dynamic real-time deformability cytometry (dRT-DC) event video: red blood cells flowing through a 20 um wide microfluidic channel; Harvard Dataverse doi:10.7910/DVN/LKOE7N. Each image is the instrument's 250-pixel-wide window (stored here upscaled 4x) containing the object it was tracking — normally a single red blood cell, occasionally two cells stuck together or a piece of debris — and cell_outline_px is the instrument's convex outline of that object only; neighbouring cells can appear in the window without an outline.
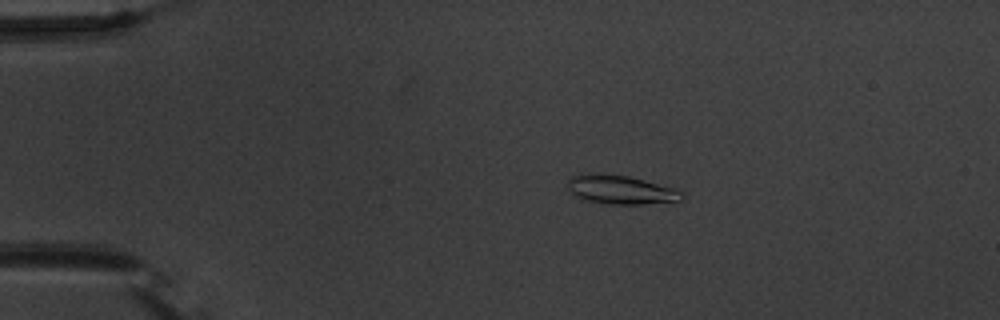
{"species": "common noctule bat (a hibernating species)", "species_latin": "Nyctalus noctula", "temperature_condition": "warm", "stored_images_in_passage": 45, "camera_frame_rate_fps": 3000, "um_per_image_px": 0.085, "animal": {"sex": "male", "body_mass_g": 20.1, "forearm_length_mm": 53.5}, "frame": {"image": 1, "passage_image": 1, "time_ms": 0.0, "image_size_px": [1000, 320], "cell_outline_px": [[684, 196], [680, 200], [640, 204], [608, 204], [588, 200], [568, 192], [568, 180], [572, 176], [580, 172], [588, 172], [628, 176], [676, 188]], "centroid_in_image_um": [52.7, 16.1], "position_along_channel_um": 32.3, "area_um2": 19.13}}
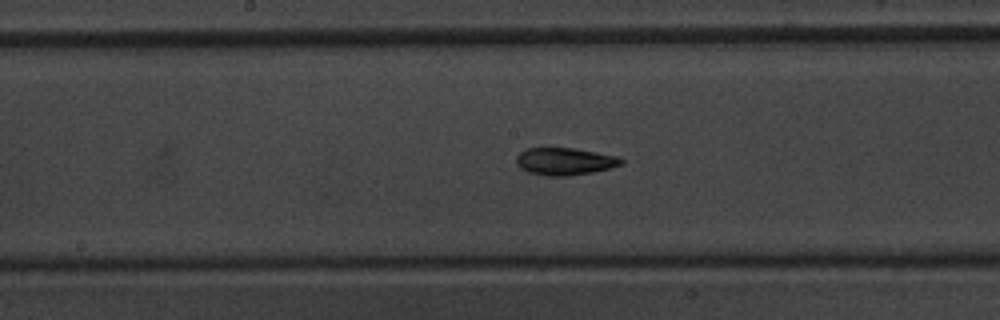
{"frame": {"image": 2, "passage_image": 19, "time_ms": 6.0, "image_size_px": [1000, 320], "cell_outline_px": [[624, 164], [612, 168], [592, 172], [568, 176], [548, 176], [528, 172], [520, 168], [516, 164], [516, 156], [524, 148], [548, 144], [576, 148], [616, 156], [624, 160]], "centroid_in_image_um": [47.95, 13.66], "position_along_channel_um": 200.3, "area_um2": 17.63}}
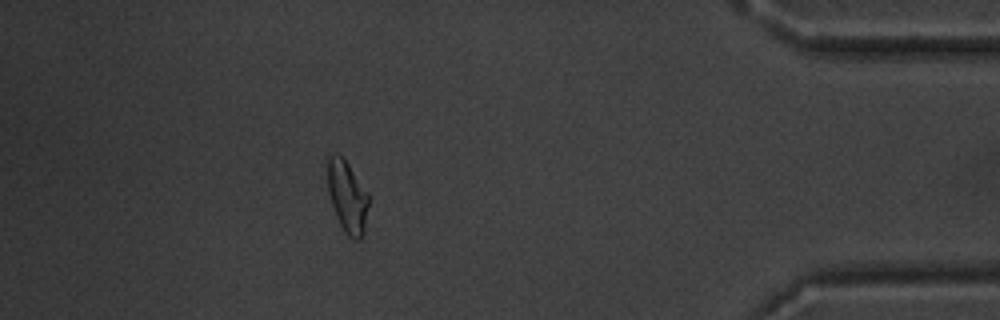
{"frame": {"image": 3, "passage_image": 39, "time_ms": 12.667, "image_size_px": [1000, 320], "cell_outline_px": [[368, 204], [364, 232], [360, 240], [356, 240], [348, 236], [344, 232], [336, 216], [328, 192], [328, 156], [332, 152], [340, 156], [348, 164], [368, 192]], "centroid_in_image_um": [29.52, 16.74], "position_along_channel_um": 405.7, "area_um2": 16.99}, "authors_computed_cell_mechanics": {"area_um2": 16.7042, "velocity_mm_per_s": 3.7255, "shape_relaxation_time_tau1_ms": 3.5065, "shape_relaxation_time_tau2_ms": 2.8545, "deformation_change_tau1": 0.1366, "deformation_change_tau2": 0.0977}}